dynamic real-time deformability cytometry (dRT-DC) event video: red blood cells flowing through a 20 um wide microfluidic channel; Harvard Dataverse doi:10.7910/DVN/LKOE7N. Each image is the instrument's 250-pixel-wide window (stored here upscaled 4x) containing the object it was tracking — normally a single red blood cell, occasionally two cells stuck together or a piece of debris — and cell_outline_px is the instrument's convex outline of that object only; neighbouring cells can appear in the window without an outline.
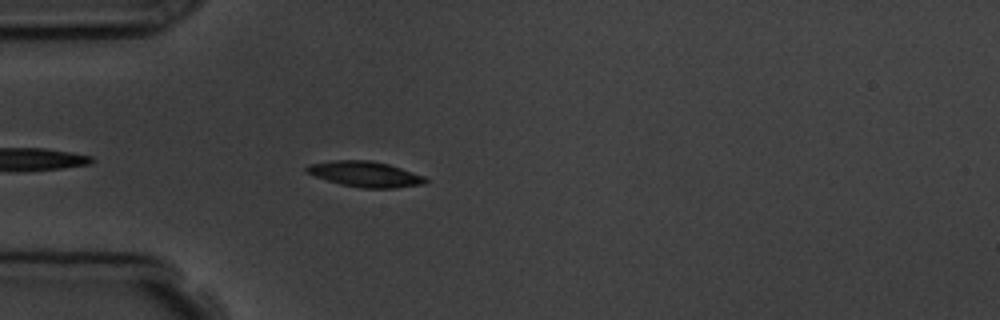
{"species": "common noctule bat (a hibernating species)", "species_latin": "Nyctalus noctula", "temperature_condition": "room temperature", "stored_images_in_passage": 5, "camera_frame_rate_fps": 3000, "um_per_image_px": 0.085, "animal": {"sex": "male", "body_mass_g": 19.5, "forearm_length_mm": 54.6}, "frame": {"image": 1, "passage_image": 5, "time_ms": 5.333, "image_size_px": [1000, 320], "cell_outline_px": [[428, 180], [424, 184], [396, 188], [360, 188], [340, 184], [312, 176], [304, 172], [304, 168], [308, 164], [332, 160], [372, 160], [388, 164], [424, 176]], "centroid_in_image_um": [30.97, 14.8], "position_along_channel_um": 54.0, "area_um2": 17.92}}